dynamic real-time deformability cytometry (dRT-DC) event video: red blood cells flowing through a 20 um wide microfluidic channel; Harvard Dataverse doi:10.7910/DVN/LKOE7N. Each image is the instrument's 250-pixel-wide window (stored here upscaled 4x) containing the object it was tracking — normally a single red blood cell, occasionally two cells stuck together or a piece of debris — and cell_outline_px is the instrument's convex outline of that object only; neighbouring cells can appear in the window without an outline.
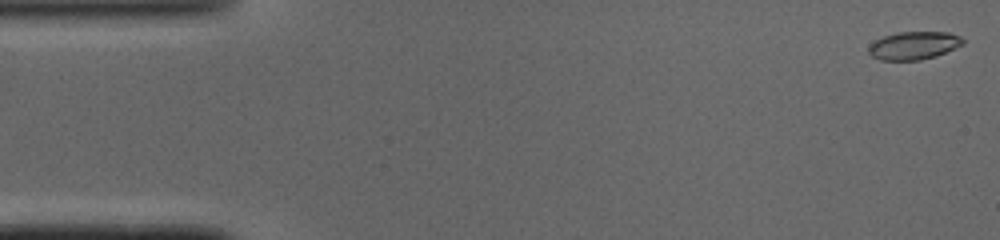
{"species": "common noctule bat (a hibernating species)", "species_latin": "Nyctalus noctula", "temperature_condition": "cold", "stored_images_in_passage": 49, "camera_frame_rate_fps": 3000, "um_per_image_px": 0.085, "animal": {"sex": "male", "body_mass_g": 19.0, "forearm_length_mm": 50.8}, "frame": {"image": 1, "passage_image": 1, "time_ms": 0.0, "image_size_px": [1000, 240], "cell_outline_px": [[964, 44], [936, 56], [920, 60], [880, 60], [872, 56], [868, 52], [868, 48], [876, 40], [884, 36], [896, 32], [948, 32], [960, 36], [964, 40]], "centroid_in_image_um": [77.68, 3.87], "position_along_channel_um": 7.3, "area_um2": 15.32}}
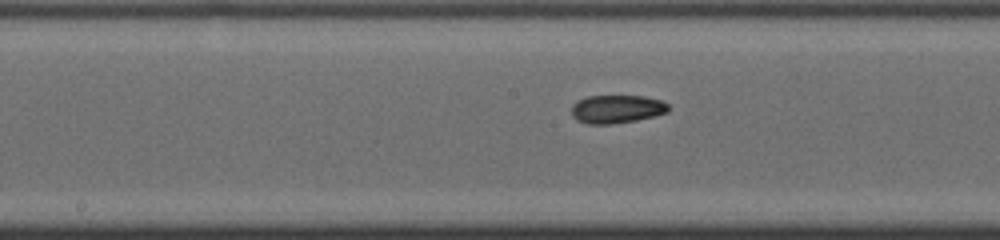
{"frame": {"image": 2, "passage_image": 24, "time_ms": 7.667, "image_size_px": [1000, 240], "cell_outline_px": [[672, 108], [668, 112], [656, 116], [636, 120], [612, 124], [588, 124], [576, 120], [572, 116], [572, 104], [576, 100], [588, 96], [644, 96], [660, 100], [668, 104]], "centroid_in_image_um": [52.43, 9.27], "position_along_channel_um": 195.8, "area_um2": 16.18}}
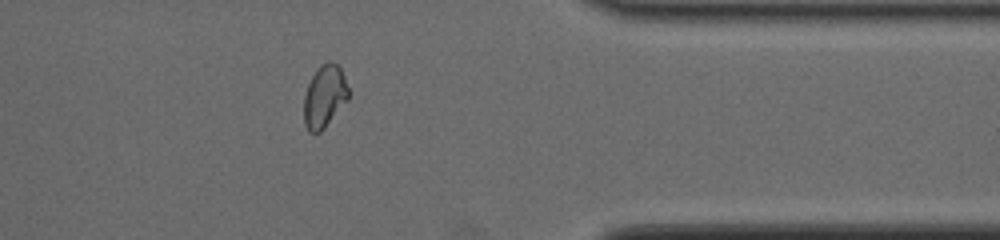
{"frame": {"image": 3, "passage_image": 39, "time_ms": 12.667, "image_size_px": [1000, 240], "cell_outline_px": [[348, 100], [324, 128], [320, 132], [308, 132], [304, 124], [304, 96], [308, 84], [316, 68], [320, 64], [328, 60], [332, 60], [340, 68], [344, 76], [348, 88]], "centroid_in_image_um": [27.57, 8.17], "position_along_channel_um": 383.8, "area_um2": 16.3}, "authors_computed_cell_mechanics": {"area_um2": 16.0106, "velocity_mm_per_s": 4.0956, "shape_relaxation_time_tau1_ms": null, "shape_relaxation_time_tau2_ms": 5.1455, "deformation_change_tau1": null, "deformation_change_tau2": 0.0723}}